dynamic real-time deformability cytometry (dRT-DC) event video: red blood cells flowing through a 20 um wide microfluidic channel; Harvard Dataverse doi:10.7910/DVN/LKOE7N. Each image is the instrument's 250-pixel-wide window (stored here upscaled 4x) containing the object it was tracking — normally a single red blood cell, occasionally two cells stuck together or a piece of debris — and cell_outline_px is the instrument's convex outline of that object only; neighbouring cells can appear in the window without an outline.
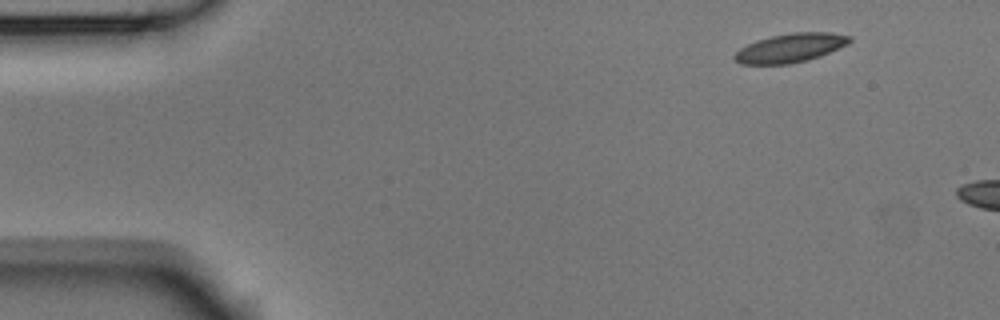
{"species": "Egyptian fruit bat (a non-hibernating species)", "species_latin": "Rousettus aegyptiacus", "temperature_condition": "room temperature", "stored_images_in_passage": 6, "segment_of_instrument_passage": [2, 2], "camera_frame_rate_fps": 3000, "um_per_image_px": 0.085, "animal": {"sex": "male"}, "frame": {"image": 1, "passage_image": 6, "time_ms": 1.667, "image_size_px": [1000, 320], "cell_outline_px": [[852, 40], [848, 44], [820, 56], [808, 60], [788, 64], [740, 64], [732, 56], [740, 48], [756, 40], [772, 36], [792, 32], [828, 32], [852, 36]], "centroid_in_image_um": [67.19, 4.07], "position_along_channel_um": 17.8, "area_um2": 19.36}}